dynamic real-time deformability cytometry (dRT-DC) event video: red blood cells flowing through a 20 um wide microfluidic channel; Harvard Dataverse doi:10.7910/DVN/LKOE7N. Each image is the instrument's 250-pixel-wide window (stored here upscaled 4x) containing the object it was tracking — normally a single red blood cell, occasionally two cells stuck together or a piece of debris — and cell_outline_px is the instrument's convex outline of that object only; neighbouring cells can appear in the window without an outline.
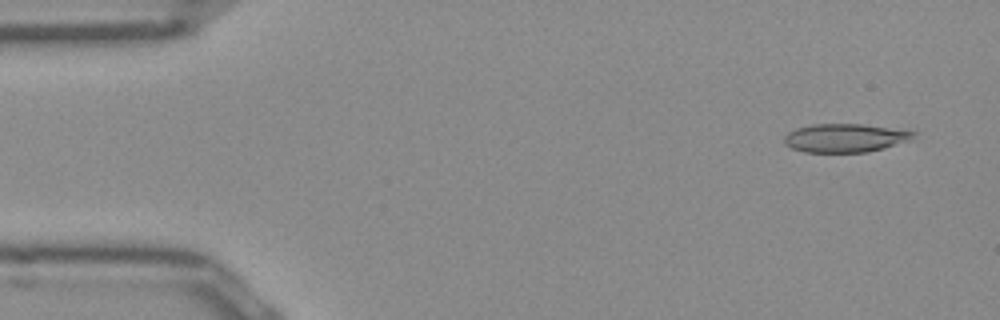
{"species": "Egyptian fruit bat (a non-hibernating species)", "species_latin": "Rousettus aegyptiacus", "temperature_condition": "room temperature", "stored_images_in_passage": 50, "camera_frame_rate_fps": 3000, "um_per_image_px": 0.085, "frame": {"image": 1, "passage_image": 3, "time_ms": 0.667, "image_size_px": [1000, 320], "cell_outline_px": [[916, 132], [908, 140], [884, 148], [868, 152], [804, 152], [792, 148], [784, 144], [784, 136], [788, 132], [796, 128], [812, 124], [860, 124]], "centroid_in_image_um": [71.74, 11.73], "position_along_channel_um": 13.3, "area_um2": 21.15}}
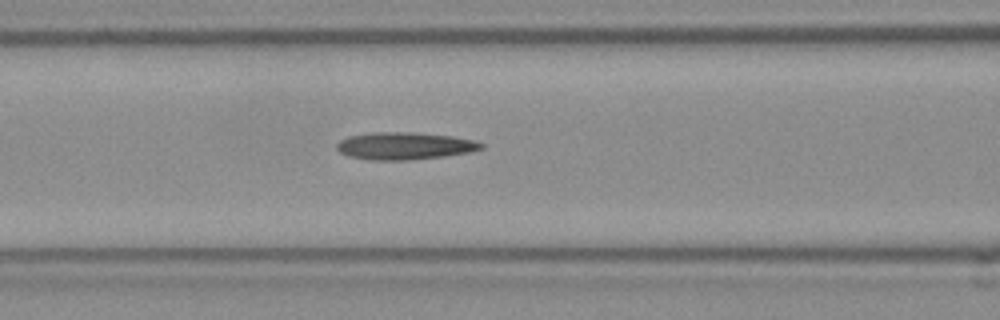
{"frame": {"image": 2, "passage_image": 20, "time_ms": 6.333, "image_size_px": [1000, 320], "cell_outline_px": [[484, 148], [472, 152], [444, 156], [412, 160], [368, 160], [348, 156], [340, 152], [336, 148], [336, 144], [340, 140], [348, 136], [368, 132], [412, 132], [452, 136], [476, 140], [484, 144]], "centroid_in_image_um": [34.39, 12.4], "position_along_channel_um": 132.2, "area_um2": 23.35}}
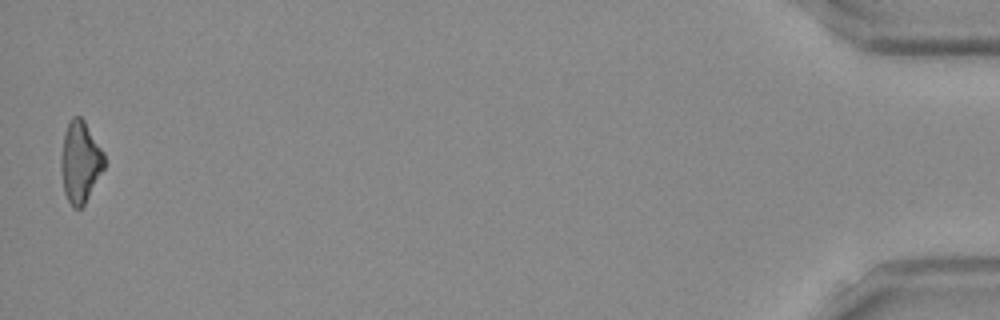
{"frame": {"image": 3, "passage_image": 50, "time_ms": 16.333, "image_size_px": [1000, 320], "cell_outline_px": [[104, 168], [84, 204], [80, 208], [72, 208], [64, 192], [60, 168], [60, 160], [64, 132], [68, 120], [72, 116], [80, 116], [84, 120], [104, 152]], "centroid_in_image_um": [6.79, 13.73], "position_along_channel_um": 428.4, "area_um2": 20.58}}